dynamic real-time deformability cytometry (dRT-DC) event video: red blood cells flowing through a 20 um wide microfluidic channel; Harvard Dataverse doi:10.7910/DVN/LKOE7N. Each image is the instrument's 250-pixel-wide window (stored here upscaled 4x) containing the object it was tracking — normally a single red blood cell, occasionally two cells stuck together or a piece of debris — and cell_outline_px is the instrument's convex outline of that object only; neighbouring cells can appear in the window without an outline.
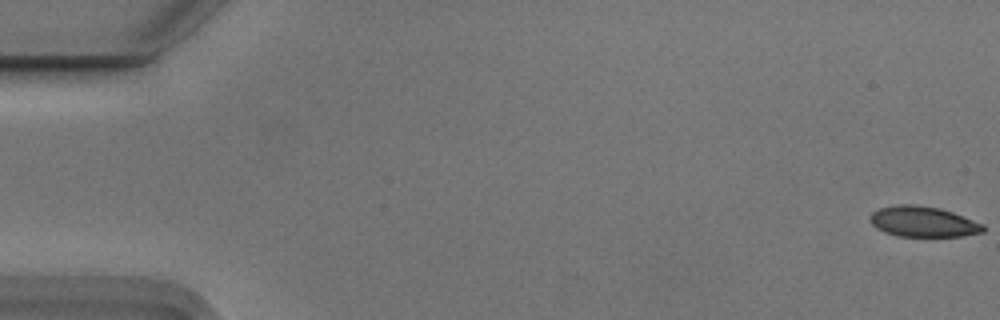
{"species": "Egyptian fruit bat (a non-hibernating species)", "species_latin": "Rousettus aegyptiacus", "temperature_condition": "cold", "stored_images_in_passage": 15, "camera_frame_rate_fps": 3000, "um_per_image_px": 0.085, "animal": {"sex": "male"}, "frame": {"image": 1, "passage_image": 1, "time_ms": 0.0, "image_size_px": [1000, 320], "cell_outline_px": [[984, 232], [964, 236], [896, 236], [884, 232], [876, 228], [872, 224], [872, 212], [880, 208], [896, 204], [916, 204], [940, 208], [952, 212], [984, 224]], "centroid_in_image_um": [78.48, 18.84], "position_along_channel_um": 6.5, "area_um2": 20.11}}
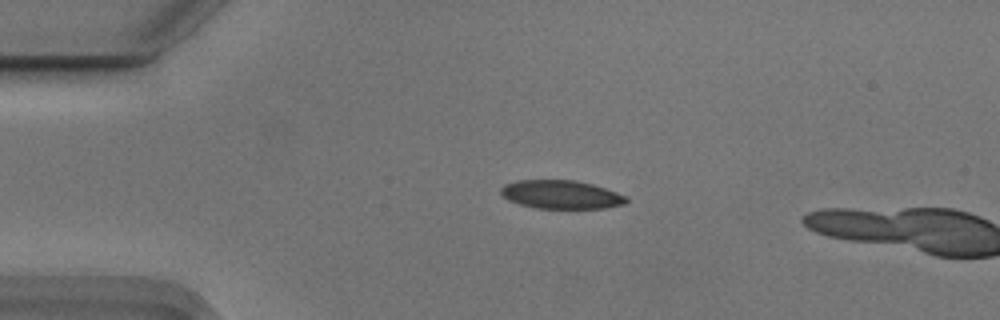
{"frame": {"image": 2, "passage_image": 13, "time_ms": 4.0, "image_size_px": [1000, 320], "cell_outline_px": [[628, 200], [624, 204], [604, 208], [536, 208], [520, 204], [508, 200], [500, 192], [500, 188], [504, 184], [516, 180], [576, 180], [592, 184], [628, 196]], "centroid_in_image_um": [47.68, 16.53], "position_along_channel_um": 37.3, "area_um2": 20.81}}